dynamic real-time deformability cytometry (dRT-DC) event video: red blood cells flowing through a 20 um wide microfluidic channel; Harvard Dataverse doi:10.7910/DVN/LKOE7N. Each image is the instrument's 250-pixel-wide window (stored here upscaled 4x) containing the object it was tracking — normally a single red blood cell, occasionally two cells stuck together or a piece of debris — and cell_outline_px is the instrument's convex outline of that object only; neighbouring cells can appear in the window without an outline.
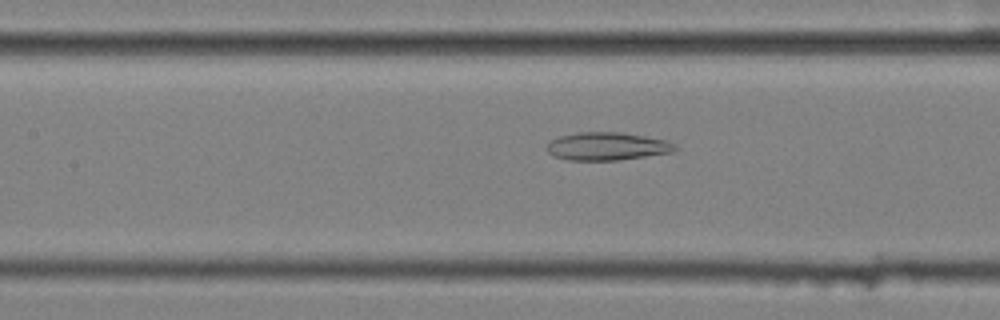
{"species": "common noctule bat (a hibernating species)", "species_latin": "Nyctalus noctula", "temperature_condition": "cold", "stored_images_in_passage": 57, "camera_frame_rate_fps": 3000, "um_per_image_px": 0.085, "animal": {"sex": "female", "body_mass_g": 25.1}, "frame": {"image": 1, "passage_image": 26, "time_ms": 8.333, "image_size_px": [1000, 320], "cell_outline_px": [[676, 148], [672, 152], [616, 160], [568, 160], [552, 156], [548, 152], [548, 140], [560, 136], [576, 132], [620, 132], [644, 136], [664, 140], [676, 144]], "centroid_in_image_um": [51.54, 12.43], "position_along_channel_um": 155.9, "area_um2": 20.75}}
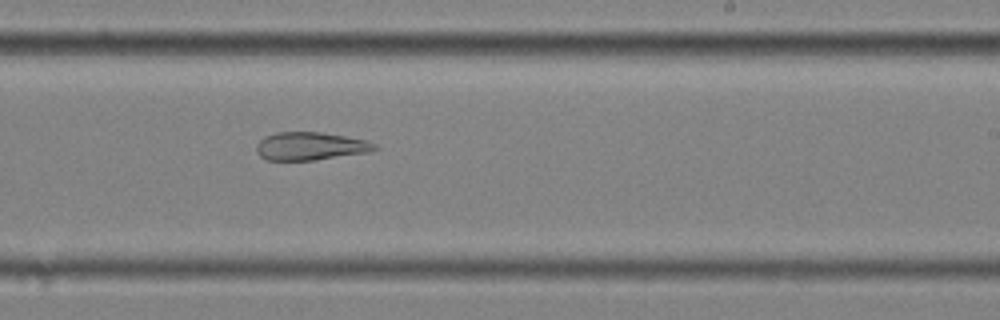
{"frame": {"image": 2, "passage_image": 35, "time_ms": 11.333, "image_size_px": [1000, 320], "cell_outline_px": [[380, 148], [368, 152], [316, 160], [268, 160], [260, 156], [256, 152], [256, 144], [264, 136], [276, 132], [320, 132], [344, 136], [364, 140], [376, 144]], "centroid_in_image_um": [26.35, 12.42], "position_along_channel_um": 262.6, "area_um2": 19.31}}
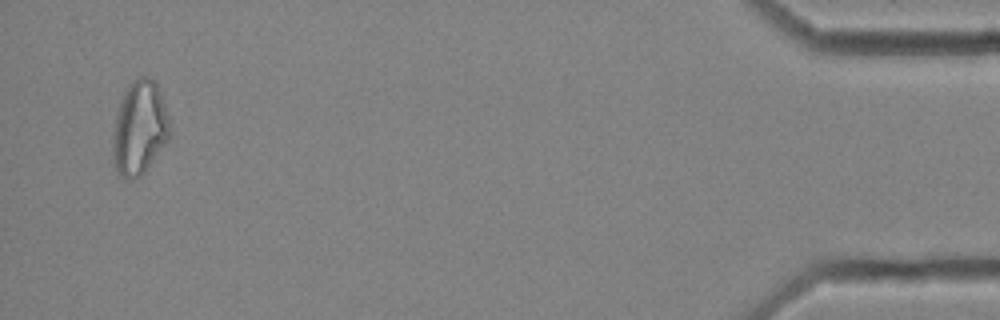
{"frame": {"image": 3, "passage_image": 55, "time_ms": 18.0, "image_size_px": [1000, 320], "cell_outline_px": [[168, 140], [144, 172], [140, 176], [128, 180], [120, 176], [116, 168], [116, 116], [120, 100], [124, 92], [140, 76], [148, 76], [156, 80], [168, 116]], "centroid_in_image_um": [11.91, 10.84], "position_along_channel_um": 423.3, "area_um2": 29.77}, "authors_computed_cell_mechanics": {"area_um2": 27.5128, "velocity_mm_per_s": 3.5715, "shape_relaxation_time_tau1_ms": null, "shape_relaxation_time_tau2_ms": 5.6926, "deformation_change_tau1": null, "deformation_change_tau2": 0.1523}}